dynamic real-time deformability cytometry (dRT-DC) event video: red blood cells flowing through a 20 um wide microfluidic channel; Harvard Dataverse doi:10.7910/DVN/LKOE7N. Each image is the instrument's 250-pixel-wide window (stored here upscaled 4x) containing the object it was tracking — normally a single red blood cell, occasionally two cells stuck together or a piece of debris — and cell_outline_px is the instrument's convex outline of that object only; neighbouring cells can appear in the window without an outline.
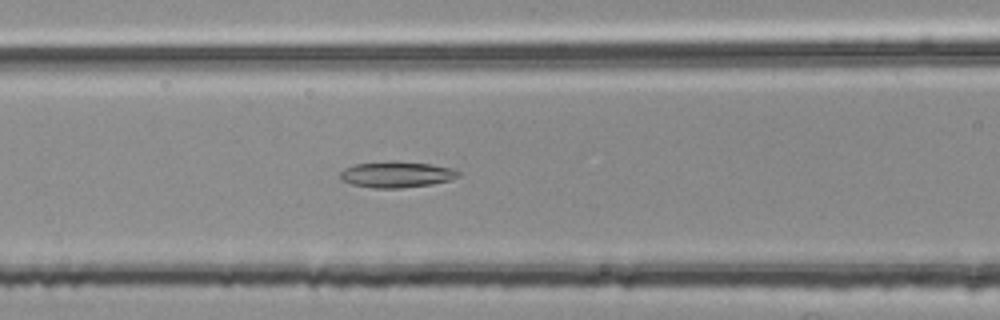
{"species": "common noctule bat (a hibernating species)", "species_latin": "Nyctalus noctula", "temperature_condition": "room temperature", "stored_images_in_passage": 39, "camera_frame_rate_fps": 3000, "um_per_image_px": 0.085, "animal": {"sex": "female", "body_mass_g": 25.1}, "frame": {"image": 1, "passage_image": 8, "time_ms": 2.333, "image_size_px": [1000, 320], "cell_outline_px": [[460, 176], [452, 180], [432, 184], [400, 188], [372, 188], [352, 184], [344, 180], [340, 176], [340, 172], [344, 168], [356, 164], [428, 164], [452, 168], [460, 172]], "centroid_in_image_um": [33.76, 14.89], "position_along_channel_um": 132.8, "area_um2": 16.94}}
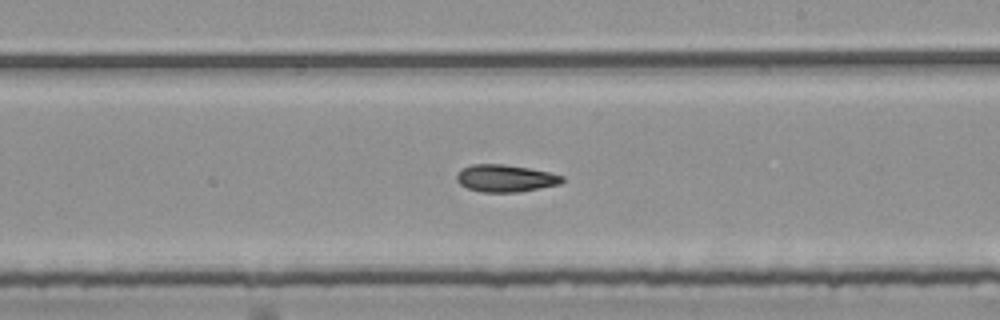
{"frame": {"image": 2, "passage_image": 17, "time_ms": 5.333, "image_size_px": [1000, 320], "cell_outline_px": [[564, 180], [560, 184], [516, 192], [480, 192], [468, 188], [460, 184], [456, 180], [456, 176], [464, 168], [472, 164], [504, 164], [528, 168], [548, 172], [564, 176]], "centroid_in_image_um": [42.96, 15.15], "position_along_channel_um": 246.0, "area_um2": 16.53}}
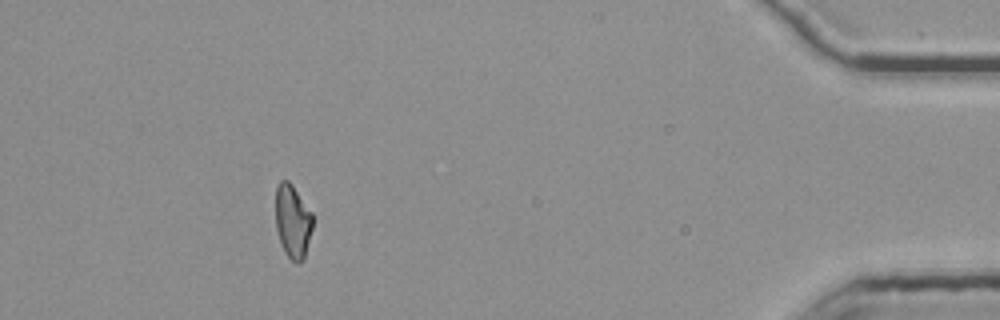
{"frame": {"image": 3, "passage_image": 35, "time_ms": 11.333, "image_size_px": [1000, 320], "cell_outline_px": [[312, 228], [304, 260], [300, 264], [296, 264], [288, 256], [280, 240], [276, 228], [276, 188], [280, 180], [288, 180], [292, 184], [312, 212]], "centroid_in_image_um": [24.89, 18.81], "position_along_channel_um": 410.3, "area_um2": 15.84}, "authors_computed_cell_mechanics": {"area_um2": 16.6464, "velocity_mm_per_s": 3.7794, "shape_relaxation_time_tau1_ms": null, "shape_relaxation_time_tau2_ms": 6.0769, "deformation_change_tau1": null, "deformation_change_tau2": 0.1353}}